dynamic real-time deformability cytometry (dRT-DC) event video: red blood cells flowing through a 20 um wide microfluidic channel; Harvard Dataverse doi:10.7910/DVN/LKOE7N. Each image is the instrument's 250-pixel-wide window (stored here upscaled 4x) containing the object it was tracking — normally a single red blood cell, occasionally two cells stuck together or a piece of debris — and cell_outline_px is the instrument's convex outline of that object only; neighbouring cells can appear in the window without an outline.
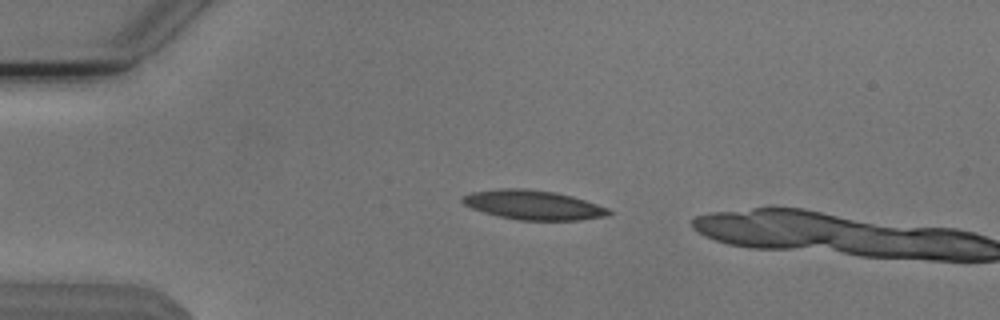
{"species": "Egyptian fruit bat (a non-hibernating species)", "species_latin": "Rousettus aegyptiacus", "temperature_condition": "cold", "stored_images_in_passage": 9, "camera_frame_rate_fps": 3000, "um_per_image_px": 0.085, "animal": {"sex": "male"}, "frame": {"image": 1, "passage_image": 7, "time_ms": 2.0, "image_size_px": [1000, 320], "cell_outline_px": [[612, 212], [608, 216], [580, 220], [516, 220], [496, 216], [472, 208], [464, 204], [460, 200], [460, 196], [472, 192], [500, 188], [524, 188], [556, 192], [572, 196], [608, 208]], "centroid_in_image_um": [45.3, 17.42], "position_along_channel_um": 39.7, "area_um2": 25.2}}